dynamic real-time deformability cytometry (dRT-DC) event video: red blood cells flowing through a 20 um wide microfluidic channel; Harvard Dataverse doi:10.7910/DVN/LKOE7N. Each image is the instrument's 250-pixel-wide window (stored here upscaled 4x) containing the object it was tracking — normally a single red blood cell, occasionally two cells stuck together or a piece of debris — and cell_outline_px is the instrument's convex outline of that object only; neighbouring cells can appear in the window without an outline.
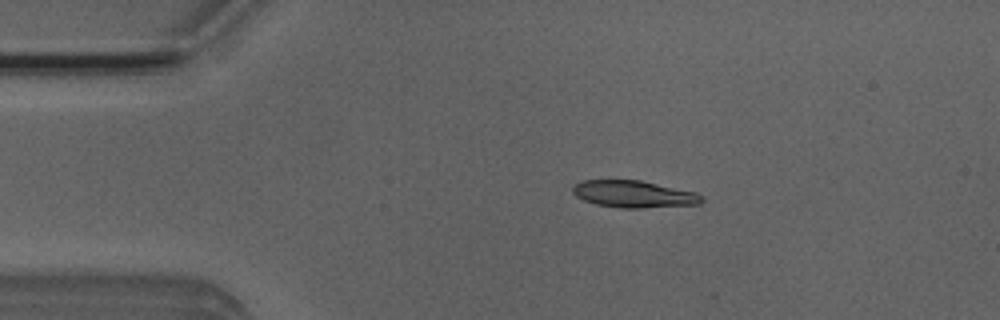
{"species": "Egyptian fruit bat (a non-hibernating species)", "species_latin": "Rousettus aegyptiacus", "temperature_condition": "room temperature", "stored_images_in_passage": 4, "camera_frame_rate_fps": 3000, "um_per_image_px": 0.085, "animal": {"sex": "male"}, "frame": {"image": 1, "passage_image": 3, "time_ms": 2.333, "image_size_px": [1000, 320], "cell_outline_px": [[704, 200], [700, 204], [644, 208], [620, 208], [596, 204], [584, 200], [576, 196], [572, 192], [572, 188], [580, 180], [640, 180], [696, 192]], "centroid_in_image_um": [53.86, 16.5], "position_along_channel_um": 31.1, "area_um2": 20.29}}